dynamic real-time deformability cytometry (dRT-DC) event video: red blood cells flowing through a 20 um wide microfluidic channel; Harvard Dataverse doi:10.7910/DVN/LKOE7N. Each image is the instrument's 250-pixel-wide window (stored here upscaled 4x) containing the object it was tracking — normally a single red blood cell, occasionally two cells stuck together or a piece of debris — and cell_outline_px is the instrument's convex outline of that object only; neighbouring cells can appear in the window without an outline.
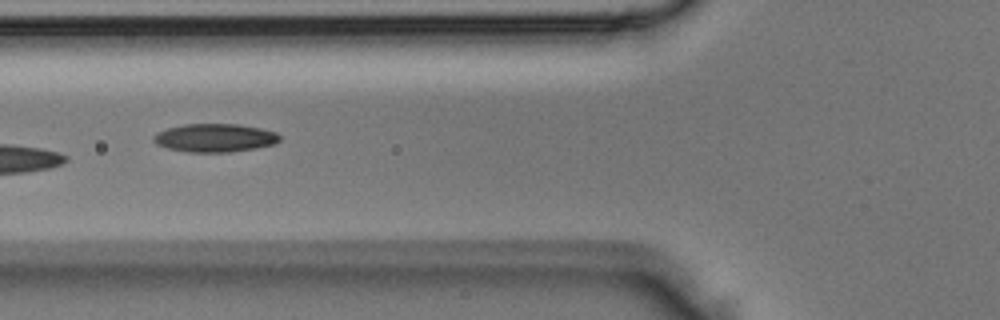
{"species": "Egyptian fruit bat (a non-hibernating species)", "species_latin": "Rousettus aegyptiacus", "temperature_condition": "room temperature", "stored_images_in_passage": 5, "camera_frame_rate_fps": 3000, "um_per_image_px": 0.085, "animal": {"sex": "male"}, "frame": {"image": 1, "passage_image": 4, "time_ms": 1.0, "image_size_px": [1000, 320], "cell_outline_px": [[280, 140], [276, 144], [256, 148], [232, 152], [188, 152], [168, 148], [156, 144], [152, 140], [152, 136], [156, 132], [168, 128], [184, 124], [240, 124], [260, 128], [276, 132], [280, 136]], "centroid_in_image_um": [18.26, 11.72], "position_along_channel_um": 107.5, "area_um2": 20.98}}
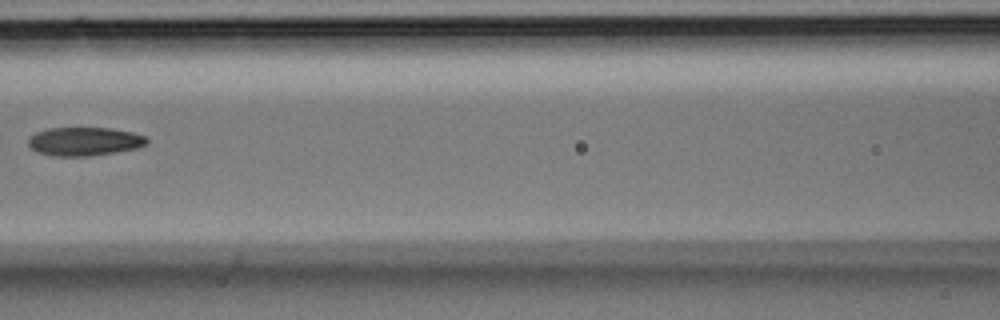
{"frame": {"image": 2, "passage_image": 5, "time_ms": 1.333, "image_size_px": [1000, 320], "cell_outline_px": [[148, 144], [140, 148], [92, 156], [52, 156], [36, 152], [28, 144], [28, 136], [36, 132], [48, 128], [112, 128], [132, 132], [144, 136], [148, 140]], "centroid_in_image_um": [7.18, 12.03], "position_along_channel_um": 159.4, "area_um2": 20.0}}